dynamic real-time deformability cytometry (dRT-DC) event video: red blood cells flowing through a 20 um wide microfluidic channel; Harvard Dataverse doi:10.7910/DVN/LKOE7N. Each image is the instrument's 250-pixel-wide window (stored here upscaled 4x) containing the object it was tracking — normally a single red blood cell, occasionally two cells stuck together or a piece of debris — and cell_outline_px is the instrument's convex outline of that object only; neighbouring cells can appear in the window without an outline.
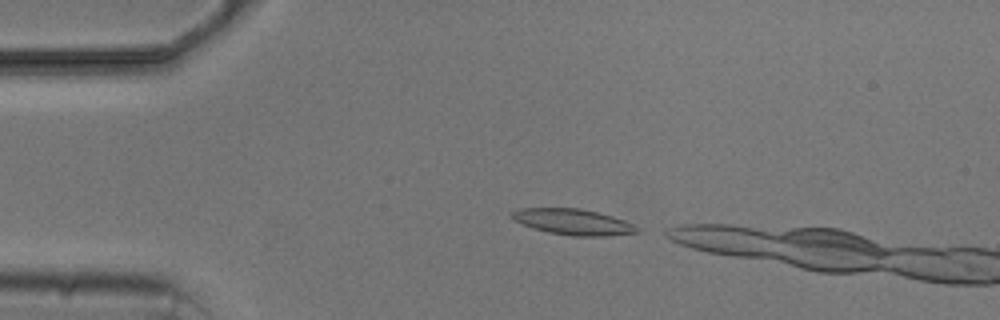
{"species": "common noctule bat (a hibernating species)", "species_latin": "Nyctalus noctula", "temperature_condition": "cold", "stored_images_in_passage": 2, "camera_frame_rate_fps": 3000, "um_per_image_px": 0.085, "animal": {"sex": "male", "body_mass_g": 20.5, "forearm_length_mm": 52.5}, "frame": {"image": 1, "passage_image": 1, "time_ms": 0.0, "image_size_px": [1000, 320], "cell_outline_px": [[640, 232], [608, 236], [572, 236], [548, 232], [532, 228], [512, 220], [508, 216], [512, 212], [520, 208], [580, 208], [600, 212], [624, 220], [640, 228]], "centroid_in_image_um": [48.7, 18.86], "position_along_channel_um": 36.3, "area_um2": 19.13}}